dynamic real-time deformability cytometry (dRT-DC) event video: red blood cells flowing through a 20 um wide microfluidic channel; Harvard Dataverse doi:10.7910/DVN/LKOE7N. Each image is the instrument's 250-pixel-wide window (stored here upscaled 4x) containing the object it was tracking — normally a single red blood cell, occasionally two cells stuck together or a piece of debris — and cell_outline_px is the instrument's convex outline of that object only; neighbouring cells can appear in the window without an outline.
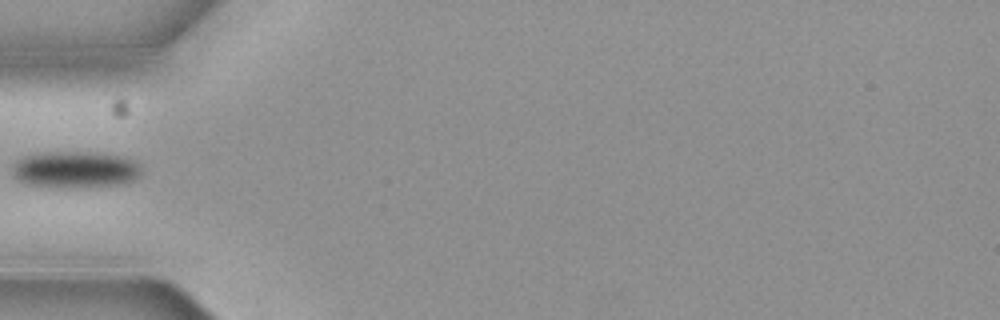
{"species": "common noctule bat (a hibernating species)", "species_latin": "Nyctalus noctula", "temperature_condition": "cold", "stored_images_in_passage": 5, "camera_frame_rate_fps": 3000, "um_per_image_px": 0.085, "animal": {"sex": "female", "body_mass_g": 19.3, "forearm_length_mm": 54.1}, "frame": {"image": 1, "passage_image": 5, "time_ms": 1.333, "image_size_px": [1000, 320], "cell_outline_px": [[140, 176], [132, 180], [120, 184], [80, 188], [24, 184], [16, 180], [12, 176], [12, 168], [16, 160], [24, 156], [44, 152], [80, 152], [116, 156], [132, 160], [140, 164]], "centroid_in_image_um": [6.33, 14.43], "position_along_channel_um": 78.7, "area_um2": 27.4}}